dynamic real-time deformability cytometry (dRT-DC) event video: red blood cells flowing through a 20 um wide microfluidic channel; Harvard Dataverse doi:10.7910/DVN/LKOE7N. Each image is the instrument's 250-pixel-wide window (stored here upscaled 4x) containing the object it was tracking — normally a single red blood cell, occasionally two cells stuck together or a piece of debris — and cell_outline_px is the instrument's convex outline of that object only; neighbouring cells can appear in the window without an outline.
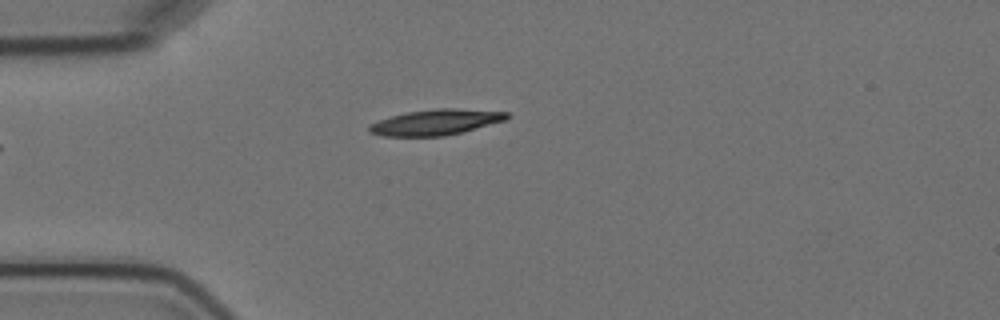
{"species": "Egyptian fruit bat (a non-hibernating species)", "species_latin": "Rousettus aegyptiacus", "temperature_condition": "cold", "stored_images_in_passage": 4, "camera_frame_rate_fps": 3000, "um_per_image_px": 0.085, "animal": {"sex": "female"}, "frame": {"image": 1, "passage_image": 4, "time_ms": 4.333, "image_size_px": [1000, 320], "cell_outline_px": [[512, 116], [504, 120], [460, 132], [444, 136], [384, 136], [368, 132], [368, 124], [392, 116], [408, 112], [436, 108], [452, 108], [508, 112]], "centroid_in_image_um": [37.01, 10.38], "position_along_channel_um": 48.0, "area_um2": 20.29}}